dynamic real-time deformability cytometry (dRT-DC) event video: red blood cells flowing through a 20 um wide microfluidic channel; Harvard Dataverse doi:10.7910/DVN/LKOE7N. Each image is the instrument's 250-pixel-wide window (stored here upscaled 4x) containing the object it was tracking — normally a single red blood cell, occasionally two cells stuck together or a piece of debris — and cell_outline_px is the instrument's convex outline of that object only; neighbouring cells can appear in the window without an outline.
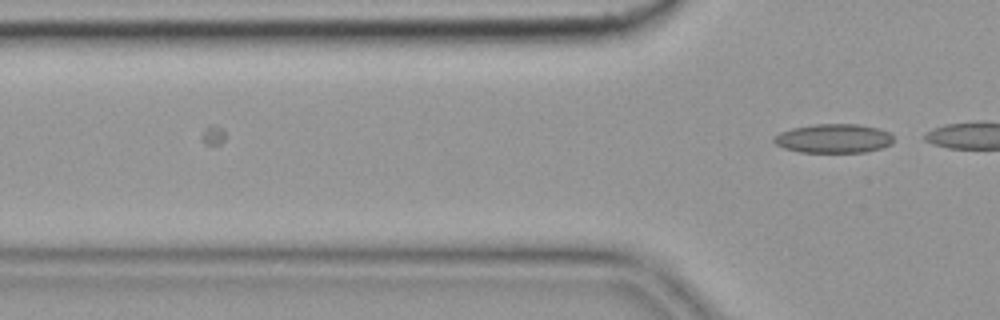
{"species": "common noctule bat (a hibernating species)", "species_latin": "Nyctalus noctula", "temperature_condition": "cold", "stored_images_in_passage": 8, "camera_frame_rate_fps": 3000, "um_per_image_px": 0.085, "animal": {"sex": "female", "body_mass_g": 19.9}, "frame": {"image": 1, "passage_image": 8, "time_ms": 2.333, "image_size_px": [1000, 320], "cell_outline_px": [[892, 144], [884, 148], [864, 152], [800, 152], [784, 148], [776, 144], [772, 140], [772, 136], [780, 132], [792, 128], [812, 124], [860, 124], [876, 128], [888, 132], [892, 136]], "centroid_in_image_um": [70.83, 11.77], "position_along_channel_um": 55.0, "area_um2": 20.35}}